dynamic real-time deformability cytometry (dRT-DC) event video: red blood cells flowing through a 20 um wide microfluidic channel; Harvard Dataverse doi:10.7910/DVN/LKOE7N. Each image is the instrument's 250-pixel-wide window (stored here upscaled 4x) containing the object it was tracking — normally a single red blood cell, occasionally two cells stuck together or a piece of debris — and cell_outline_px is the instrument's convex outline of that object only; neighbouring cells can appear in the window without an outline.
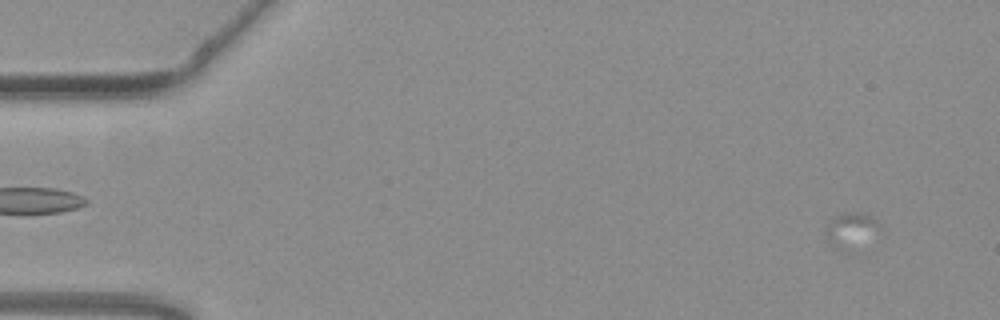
{"species": "common noctule bat (a hibernating species)", "species_latin": "Nyctalus noctula", "temperature_condition": "warm", "stored_images_in_passage": 44, "camera_frame_rate_fps": 3000, "um_per_image_px": 0.085, "animal": {"sex": "female", "body_mass_g": 19.3, "forearm_length_mm": 54.1}, "frame": {"image": 1, "passage_image": 4, "time_ms": 1.0, "image_size_px": [1000, 320], "cell_outline_px": [[880, 228], [848, 252], [832, 244], [828, 240], [824, 228], [836, 216], [860, 212], [876, 220], [880, 224]], "centroid_in_image_um": [72.3, 19.55], "position_along_channel_um": 12.7, "area_um2": 10.17}}
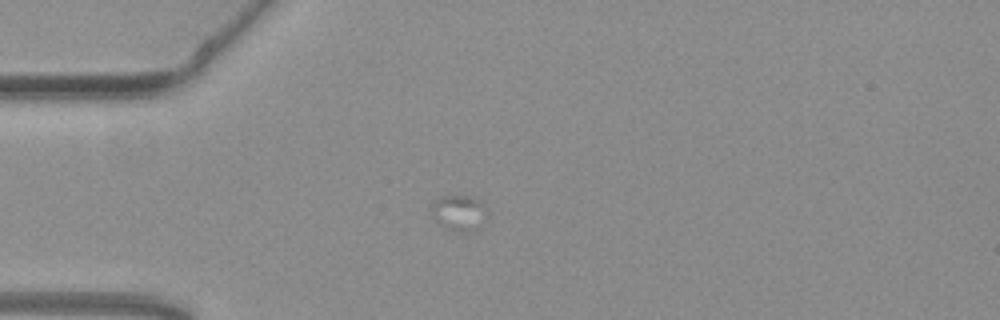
{"frame": {"image": 2, "passage_image": 16, "time_ms": 5.0, "image_size_px": [1000, 320], "cell_outline_px": [[480, 208], [476, 232], [452, 232], [440, 224], [432, 216], [432, 208], [436, 200], [440, 196], [476, 196], [480, 204]], "centroid_in_image_um": [38.87, 18.1], "position_along_channel_um": 46.1, "area_um2": 10.69}}
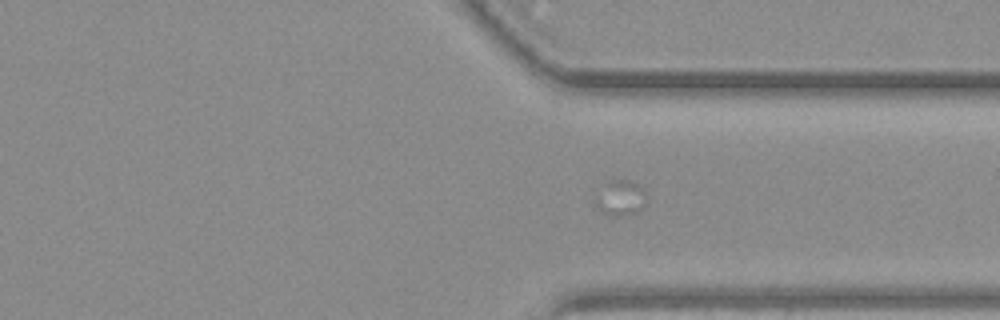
{"frame": {"image": 3, "passage_image": 44, "time_ms": 14.333, "image_size_px": [1000, 320], "cell_outline_px": [[648, 204], [640, 212], [620, 216], [612, 216], [600, 212], [596, 204], [596, 200], [604, 180], [628, 180], [636, 184], [648, 196]], "centroid_in_image_um": [52.78, 16.85], "position_along_channel_um": 358.6, "area_um2": 10.81}}